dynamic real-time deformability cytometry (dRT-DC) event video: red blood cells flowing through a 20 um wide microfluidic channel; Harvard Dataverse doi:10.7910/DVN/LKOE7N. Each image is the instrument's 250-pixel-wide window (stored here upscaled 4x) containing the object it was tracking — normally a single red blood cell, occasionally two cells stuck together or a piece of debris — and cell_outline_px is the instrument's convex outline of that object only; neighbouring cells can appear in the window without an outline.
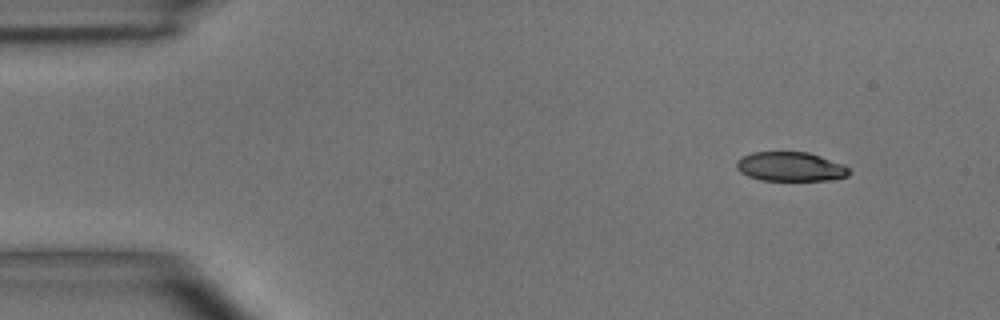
{"species": "common noctule bat (a hibernating species)", "species_latin": "Nyctalus noctula", "temperature_condition": "room temperature", "stored_images_in_passage": 3, "camera_frame_rate_fps": 3000, "um_per_image_px": 0.085, "animal": {"sex": "male", "body_mass_g": 15.6}, "frame": {"image": 1, "passage_image": 1, "time_ms": 0.0, "image_size_px": [1000, 320], "cell_outline_px": [[852, 172], [848, 176], [828, 180], [760, 180], [748, 176], [740, 172], [736, 168], [736, 160], [752, 152], [808, 152], [844, 164]], "centroid_in_image_um": [67.19, 14.16], "position_along_channel_um": 17.8, "area_um2": 19.25}}
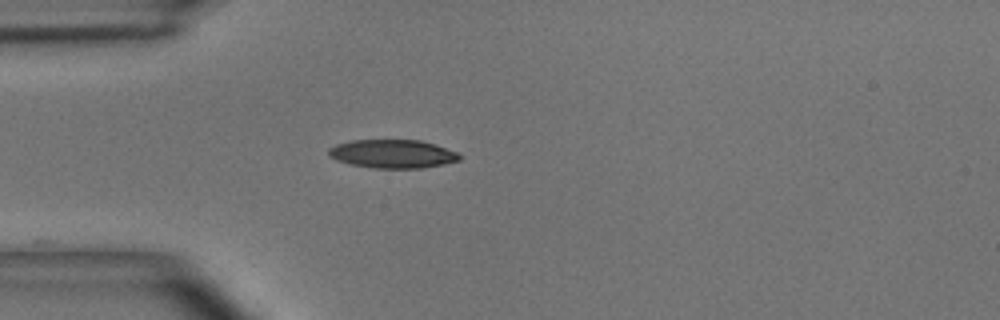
{"frame": {"image": 2, "passage_image": 3, "time_ms": 3.0, "image_size_px": [1000, 320], "cell_outline_px": [[460, 160], [444, 164], [420, 168], [372, 168], [352, 164], [336, 160], [328, 156], [328, 148], [336, 144], [352, 140], [420, 140], [436, 144], [456, 152], [460, 156]], "centroid_in_image_um": [33.35, 13.07], "position_along_channel_um": 51.7, "area_um2": 21.73}}